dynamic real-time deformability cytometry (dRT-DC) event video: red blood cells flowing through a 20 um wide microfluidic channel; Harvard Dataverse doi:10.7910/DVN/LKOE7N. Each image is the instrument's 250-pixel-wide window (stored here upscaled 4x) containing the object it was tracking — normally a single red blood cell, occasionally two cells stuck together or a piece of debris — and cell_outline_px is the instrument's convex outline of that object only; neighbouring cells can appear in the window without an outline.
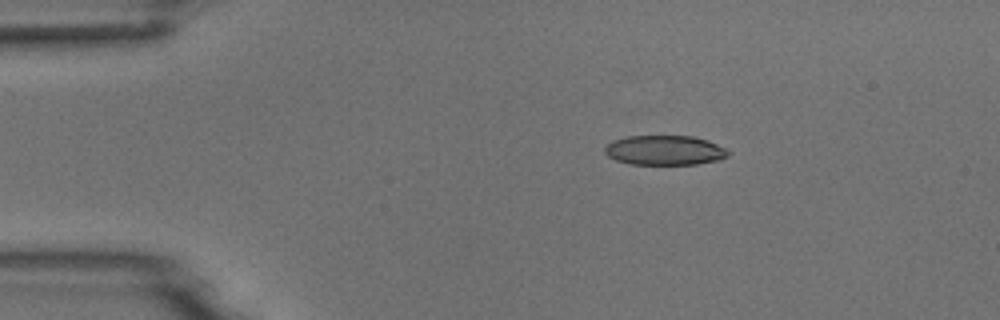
{"species": "common noctule bat (a hibernating species)", "species_latin": "Nyctalus noctula", "temperature_condition": "room temperature", "stored_images_in_passage": 3, "camera_frame_rate_fps": 3000, "um_per_image_px": 0.085, "animal": {"sex": "male", "body_mass_g": 18.8}, "frame": {"image": 1, "passage_image": 1, "time_ms": 0.0, "image_size_px": [1000, 320], "cell_outline_px": [[732, 152], [728, 156], [720, 160], [696, 164], [628, 164], [616, 160], [608, 156], [604, 152], [604, 148], [612, 140], [628, 136], [692, 136], [708, 140], [728, 148]], "centroid_in_image_um": [56.54, 12.77], "position_along_channel_um": 28.5, "area_um2": 21.62}}
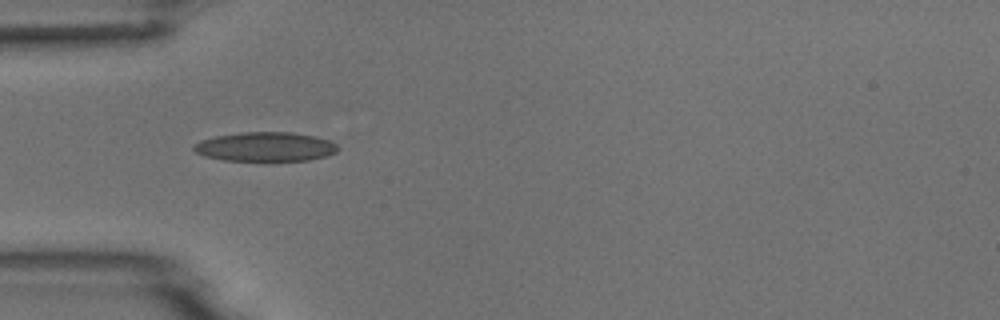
{"frame": {"image": 2, "passage_image": 3, "time_ms": 0.667, "image_size_px": [1000, 320], "cell_outline_px": [[336, 152], [328, 156], [308, 160], [272, 164], [264, 164], [224, 160], [204, 156], [196, 152], [192, 148], [200, 140], [216, 136], [240, 132], [292, 132], [316, 136], [328, 140], [336, 144]], "centroid_in_image_um": [22.56, 12.53], "position_along_channel_um": 62.4, "area_um2": 25.72}}